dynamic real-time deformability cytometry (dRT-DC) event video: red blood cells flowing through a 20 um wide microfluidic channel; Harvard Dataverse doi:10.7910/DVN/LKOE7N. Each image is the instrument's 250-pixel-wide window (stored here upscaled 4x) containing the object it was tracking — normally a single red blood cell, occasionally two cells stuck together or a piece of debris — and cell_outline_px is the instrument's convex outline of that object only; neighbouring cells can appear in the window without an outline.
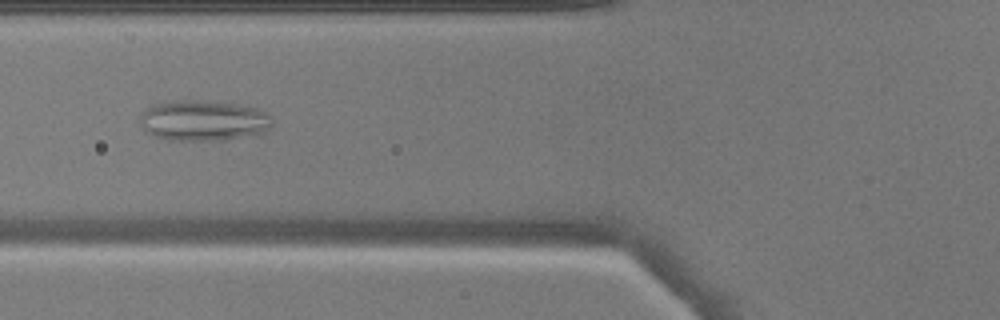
{"species": "common noctule bat (a hibernating species)", "species_latin": "Nyctalus noctula", "temperature_condition": "warm", "stored_images_in_passage": 51, "camera_frame_rate_fps": 3000, "um_per_image_px": 0.085, "animal": {"sex": "male", "body_mass_g": 17.9}, "frame": {"image": 1, "passage_image": 20, "time_ms": 6.333, "image_size_px": [1000, 320], "cell_outline_px": [[272, 128], [264, 136], [224, 140], [168, 140], [144, 132], [140, 124], [140, 116], [148, 108], [156, 104], [192, 100], [196, 100], [240, 104], [260, 108], [272, 116]], "centroid_in_image_um": [17.44, 10.28], "position_along_channel_um": 108.4, "area_um2": 31.96}}
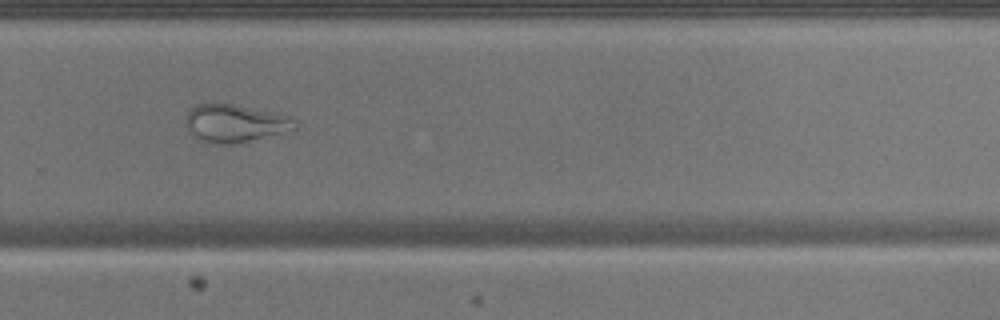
{"frame": {"image": 2, "passage_image": 35, "time_ms": 11.333, "image_size_px": [1000, 320], "cell_outline_px": [[300, 124], [296, 128], [240, 144], [216, 144], [196, 140], [188, 132], [184, 124], [184, 116], [196, 104], [212, 100], [276, 112], [292, 116]], "centroid_in_image_um": [19.92, 10.46], "position_along_channel_um": 309.9, "area_um2": 25.26}}
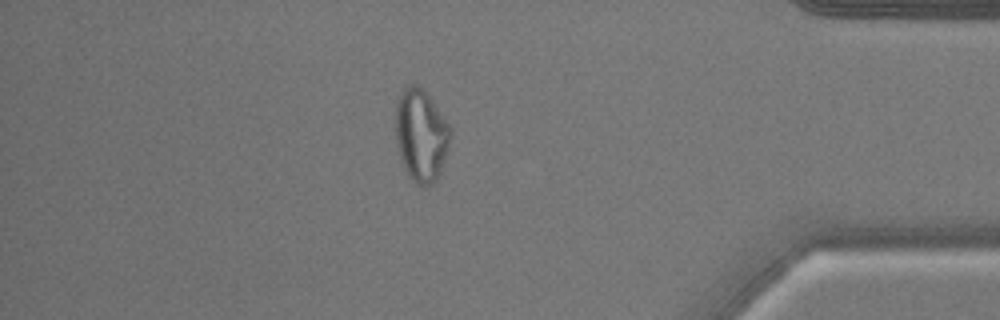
{"frame": {"image": 3, "passage_image": 44, "time_ms": 14.333, "image_size_px": [1000, 320], "cell_outline_px": [[452, 132], [448, 148], [440, 172], [436, 180], [432, 184], [416, 184], [408, 176], [400, 160], [396, 144], [396, 100], [400, 92], [404, 88], [412, 84], [416, 84], [432, 100], [452, 128]], "centroid_in_image_um": [35.78, 11.5], "position_along_channel_um": 399.4, "area_um2": 29.54}}